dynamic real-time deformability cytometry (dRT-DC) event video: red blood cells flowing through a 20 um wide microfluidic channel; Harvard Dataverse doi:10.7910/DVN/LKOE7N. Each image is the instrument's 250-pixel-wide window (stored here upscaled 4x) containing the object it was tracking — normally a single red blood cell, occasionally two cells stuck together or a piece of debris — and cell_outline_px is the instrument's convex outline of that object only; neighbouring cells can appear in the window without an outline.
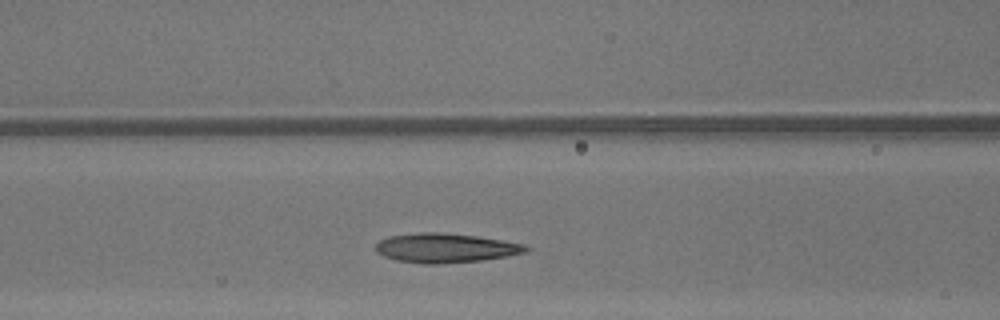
{"species": "common noctule bat (a hibernating species)", "species_latin": "Nyctalus noctula", "temperature_condition": "warm", "stored_images_in_passage": 28, "camera_frame_rate_fps": 3000, "um_per_image_px": 0.085, "animal": {"sex": "male", "body_mass_g": 13.3}, "frame": {"image": 1, "passage_image": 11, "time_ms": 3.333, "image_size_px": [1000, 320], "cell_outline_px": [[528, 252], [508, 256], [484, 260], [440, 264], [420, 264], [396, 260], [384, 256], [376, 252], [376, 244], [380, 240], [388, 236], [420, 232], [440, 232], [476, 236], [524, 244], [528, 248]], "centroid_in_image_um": [37.85, 21.08], "position_along_channel_um": 128.8, "area_um2": 25.78}}
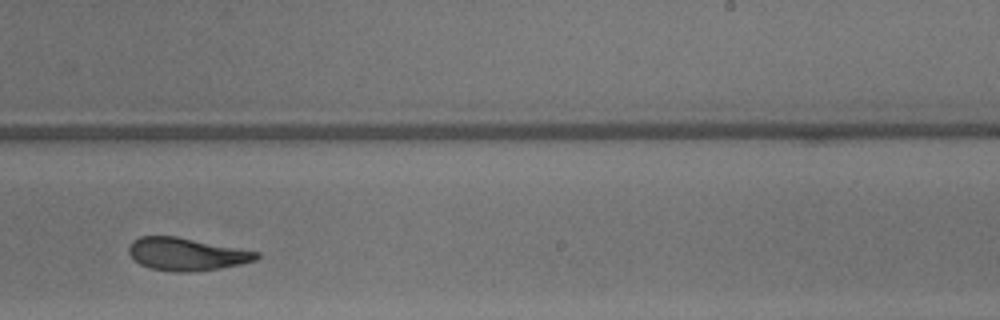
{"frame": {"image": 2, "passage_image": 21, "time_ms": 6.667, "image_size_px": [1000, 320], "cell_outline_px": [[260, 256], [256, 260], [240, 264], [220, 268], [196, 272], [172, 272], [148, 268], [140, 264], [128, 252], [128, 248], [132, 240], [140, 236], [176, 236], [260, 252]], "centroid_in_image_um": [15.84, 21.61], "position_along_channel_um": 273.2, "area_um2": 24.45}}
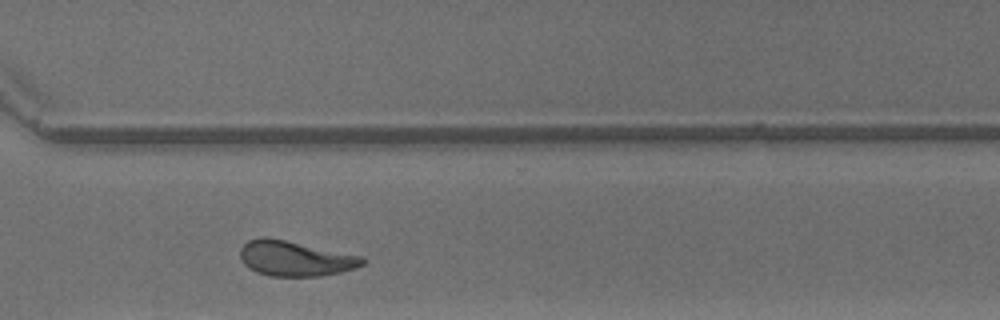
{"frame": {"image": 3, "passage_image": 26, "time_ms": 8.333, "image_size_px": [1000, 320], "cell_outline_px": [[368, 260], [364, 264], [356, 268], [340, 272], [320, 276], [272, 276], [256, 272], [244, 264], [240, 256], [240, 248], [248, 240], [264, 236], [268, 236], [364, 256]], "centroid_in_image_um": [25.12, 21.95], "position_along_channel_um": 345.5, "area_um2": 25.37}, "authors_computed_cell_mechanics": {"area_um2": 24.9118, "velocity_mm_per_s": 4.3457, "shape_relaxation_time_tau1_ms": 5.7142, "shape_relaxation_time_tau2_ms": 1.7032, "deformation_change_tau1": 0.1985, "deformation_change_tau2": 0.0907}}